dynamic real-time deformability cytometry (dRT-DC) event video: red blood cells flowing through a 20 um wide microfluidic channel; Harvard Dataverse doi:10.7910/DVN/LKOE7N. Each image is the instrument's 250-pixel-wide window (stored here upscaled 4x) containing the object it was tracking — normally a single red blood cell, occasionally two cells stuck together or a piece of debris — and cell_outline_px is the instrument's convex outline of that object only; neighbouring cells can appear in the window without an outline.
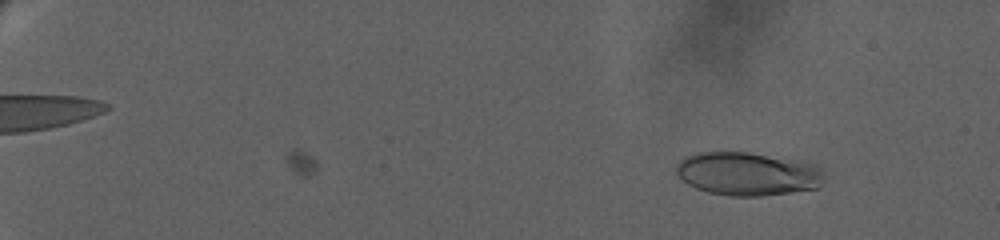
{"species": "human", "species_latin": "Homo sapiens", "temperature_condition": "warm", "stored_images_in_passage": 37, "camera_frame_rate_fps": 3000, "um_per_image_px": 0.085, "donor": {"sex": "female"}, "frame": {"image": 1, "passage_image": 1, "time_ms": 0.0, "image_size_px": [1000, 240], "cell_outline_px": [[824, 180], [820, 188], [760, 196], [732, 196], [708, 192], [696, 188], [688, 184], [676, 172], [676, 164], [680, 160], [696, 152], [748, 152], [816, 164], [820, 168]], "centroid_in_image_um": [63.56, 14.78], "position_along_channel_um": 21.4, "area_um2": 37.22}}
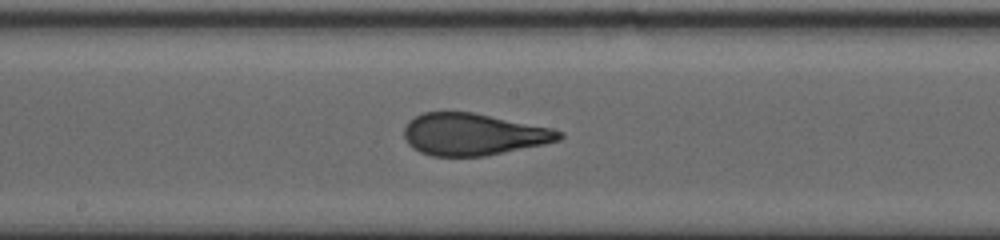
{"frame": {"image": 2, "passage_image": 21, "time_ms": 11.667, "image_size_px": [1000, 240], "cell_outline_px": [[564, 136], [560, 140], [544, 144], [484, 156], [432, 156], [420, 152], [412, 148], [408, 144], [404, 136], [404, 128], [408, 120], [424, 112], [472, 112], [552, 128], [564, 132]], "centroid_in_image_um": [40.22, 11.42], "position_along_channel_um": 208.0, "area_um2": 37.86}}
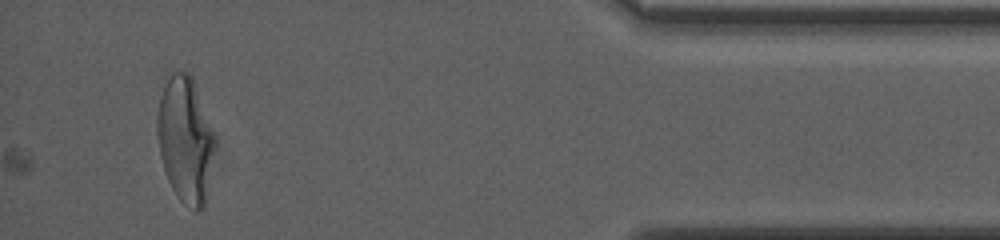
{"frame": {"image": 3, "passage_image": 37, "time_ms": 20.0, "image_size_px": [1000, 240], "cell_outline_px": [[216, 140], [204, 208], [196, 212], [184, 204], [176, 196], [168, 180], [160, 156], [156, 132], [156, 116], [160, 96], [172, 72], [188, 72], [192, 80]], "centroid_in_image_um": [15.73, 11.94], "position_along_channel_um": 419.5, "area_um2": 41.62}, "authors_computed_cell_mechanics": {"area_um2": 37.2232, "velocity_mm_per_s": 3.0569, "shape_relaxation_time_tau1_ms": 10.6855, "shape_relaxation_time_tau2_ms": 0.816, "deformation_change_tau1": 0.3082, "deformation_change_tau2": 0.0816}}